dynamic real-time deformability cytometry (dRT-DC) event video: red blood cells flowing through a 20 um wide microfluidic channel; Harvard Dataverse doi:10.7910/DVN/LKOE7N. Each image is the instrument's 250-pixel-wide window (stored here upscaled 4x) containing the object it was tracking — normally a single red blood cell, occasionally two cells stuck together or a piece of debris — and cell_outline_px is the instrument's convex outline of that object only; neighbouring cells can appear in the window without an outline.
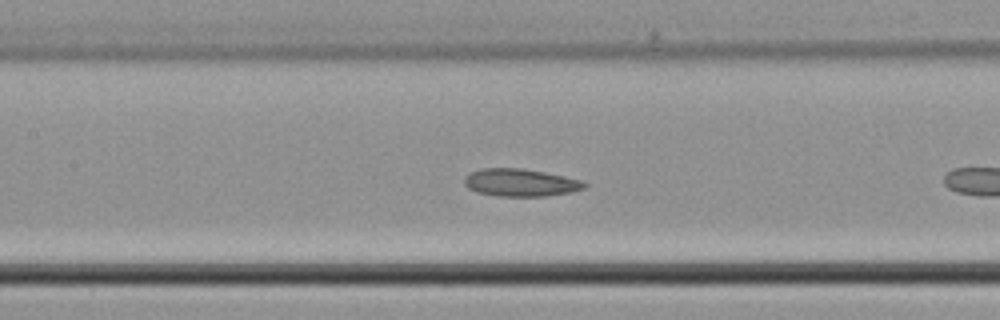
{"species": "common noctule bat (a hibernating species)", "species_latin": "Nyctalus noctula", "temperature_condition": "cold", "stored_images_in_passage": 10, "camera_frame_rate_fps": 3000, "um_per_image_px": 0.085, "animal": {"sex": "male", "body_mass_g": 21.5, "forearm_length_mm": 52.0}, "frame": {"image": 1, "passage_image": 9, "time_ms": 2.667, "image_size_px": [1000, 320], "cell_outline_px": [[588, 184], [584, 188], [572, 192], [544, 196], [500, 196], [476, 192], [468, 188], [464, 184], [464, 176], [480, 168], [524, 168], [564, 176], [580, 180]], "centroid_in_image_um": [44.22, 15.51], "position_along_channel_um": 163.2, "area_um2": 19.31}}